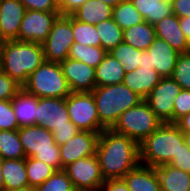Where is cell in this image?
Returning <instances> with one entry per match:
<instances>
[{
	"mask_svg": "<svg viewBox=\"0 0 190 191\" xmlns=\"http://www.w3.org/2000/svg\"><path fill=\"white\" fill-rule=\"evenodd\" d=\"M96 156L105 180L123 178L140 164L139 144L112 129L100 133Z\"/></svg>",
	"mask_w": 190,
	"mask_h": 191,
	"instance_id": "6da1fadb",
	"label": "cell"
},
{
	"mask_svg": "<svg viewBox=\"0 0 190 191\" xmlns=\"http://www.w3.org/2000/svg\"><path fill=\"white\" fill-rule=\"evenodd\" d=\"M44 61L40 43L19 40L0 42V69L21 87Z\"/></svg>",
	"mask_w": 190,
	"mask_h": 191,
	"instance_id": "7a4b0ae2",
	"label": "cell"
},
{
	"mask_svg": "<svg viewBox=\"0 0 190 191\" xmlns=\"http://www.w3.org/2000/svg\"><path fill=\"white\" fill-rule=\"evenodd\" d=\"M184 143L183 132L175 123H163L139 144L140 164L154 168L168 164Z\"/></svg>",
	"mask_w": 190,
	"mask_h": 191,
	"instance_id": "3957f363",
	"label": "cell"
},
{
	"mask_svg": "<svg viewBox=\"0 0 190 191\" xmlns=\"http://www.w3.org/2000/svg\"><path fill=\"white\" fill-rule=\"evenodd\" d=\"M100 124L111 129L119 116L143 99L123 83L96 86L92 91Z\"/></svg>",
	"mask_w": 190,
	"mask_h": 191,
	"instance_id": "277c9868",
	"label": "cell"
},
{
	"mask_svg": "<svg viewBox=\"0 0 190 191\" xmlns=\"http://www.w3.org/2000/svg\"><path fill=\"white\" fill-rule=\"evenodd\" d=\"M18 136L26 157H33L51 166L55 171L62 170L60 149L53 134L42 125L24 126L18 129Z\"/></svg>",
	"mask_w": 190,
	"mask_h": 191,
	"instance_id": "5b68a950",
	"label": "cell"
},
{
	"mask_svg": "<svg viewBox=\"0 0 190 191\" xmlns=\"http://www.w3.org/2000/svg\"><path fill=\"white\" fill-rule=\"evenodd\" d=\"M22 88L38 98H66L71 93L60 64L48 61L29 75Z\"/></svg>",
	"mask_w": 190,
	"mask_h": 191,
	"instance_id": "8992f818",
	"label": "cell"
},
{
	"mask_svg": "<svg viewBox=\"0 0 190 191\" xmlns=\"http://www.w3.org/2000/svg\"><path fill=\"white\" fill-rule=\"evenodd\" d=\"M162 124L163 122L143 99L136 106L122 113L111 129L140 144Z\"/></svg>",
	"mask_w": 190,
	"mask_h": 191,
	"instance_id": "52a82bcc",
	"label": "cell"
},
{
	"mask_svg": "<svg viewBox=\"0 0 190 191\" xmlns=\"http://www.w3.org/2000/svg\"><path fill=\"white\" fill-rule=\"evenodd\" d=\"M65 103L70 121L80 131L101 133L105 129L99 122L92 92H71Z\"/></svg>",
	"mask_w": 190,
	"mask_h": 191,
	"instance_id": "ba28073f",
	"label": "cell"
},
{
	"mask_svg": "<svg viewBox=\"0 0 190 191\" xmlns=\"http://www.w3.org/2000/svg\"><path fill=\"white\" fill-rule=\"evenodd\" d=\"M74 43L73 16L59 15L46 40L42 43L45 61L60 63L68 58Z\"/></svg>",
	"mask_w": 190,
	"mask_h": 191,
	"instance_id": "9c48e42d",
	"label": "cell"
},
{
	"mask_svg": "<svg viewBox=\"0 0 190 191\" xmlns=\"http://www.w3.org/2000/svg\"><path fill=\"white\" fill-rule=\"evenodd\" d=\"M76 191H100L103 178L96 154L76 160L63 168Z\"/></svg>",
	"mask_w": 190,
	"mask_h": 191,
	"instance_id": "30bf717a",
	"label": "cell"
},
{
	"mask_svg": "<svg viewBox=\"0 0 190 191\" xmlns=\"http://www.w3.org/2000/svg\"><path fill=\"white\" fill-rule=\"evenodd\" d=\"M181 90L172 77L161 78L144 100L163 123H173L174 100Z\"/></svg>",
	"mask_w": 190,
	"mask_h": 191,
	"instance_id": "8fae6325",
	"label": "cell"
},
{
	"mask_svg": "<svg viewBox=\"0 0 190 191\" xmlns=\"http://www.w3.org/2000/svg\"><path fill=\"white\" fill-rule=\"evenodd\" d=\"M179 54L165 40L156 37L147 50H141L140 67L153 68L162 78L171 77Z\"/></svg>",
	"mask_w": 190,
	"mask_h": 191,
	"instance_id": "7c38bea8",
	"label": "cell"
},
{
	"mask_svg": "<svg viewBox=\"0 0 190 191\" xmlns=\"http://www.w3.org/2000/svg\"><path fill=\"white\" fill-rule=\"evenodd\" d=\"M59 15L60 12L26 10L21 21L18 40L42 44L48 37L54 21Z\"/></svg>",
	"mask_w": 190,
	"mask_h": 191,
	"instance_id": "4fadbf2b",
	"label": "cell"
},
{
	"mask_svg": "<svg viewBox=\"0 0 190 191\" xmlns=\"http://www.w3.org/2000/svg\"><path fill=\"white\" fill-rule=\"evenodd\" d=\"M35 126L42 125L49 131L62 126H69V114L65 98H38Z\"/></svg>",
	"mask_w": 190,
	"mask_h": 191,
	"instance_id": "5bb4252c",
	"label": "cell"
},
{
	"mask_svg": "<svg viewBox=\"0 0 190 191\" xmlns=\"http://www.w3.org/2000/svg\"><path fill=\"white\" fill-rule=\"evenodd\" d=\"M100 133L79 131L66 144L59 146L62 168L78 159L96 154Z\"/></svg>",
	"mask_w": 190,
	"mask_h": 191,
	"instance_id": "9a60e30c",
	"label": "cell"
},
{
	"mask_svg": "<svg viewBox=\"0 0 190 191\" xmlns=\"http://www.w3.org/2000/svg\"><path fill=\"white\" fill-rule=\"evenodd\" d=\"M59 64L71 92H91L96 87L94 67L70 58Z\"/></svg>",
	"mask_w": 190,
	"mask_h": 191,
	"instance_id": "2e32d148",
	"label": "cell"
},
{
	"mask_svg": "<svg viewBox=\"0 0 190 191\" xmlns=\"http://www.w3.org/2000/svg\"><path fill=\"white\" fill-rule=\"evenodd\" d=\"M26 10L19 0H0V42L18 40Z\"/></svg>",
	"mask_w": 190,
	"mask_h": 191,
	"instance_id": "e0dca14e",
	"label": "cell"
},
{
	"mask_svg": "<svg viewBox=\"0 0 190 191\" xmlns=\"http://www.w3.org/2000/svg\"><path fill=\"white\" fill-rule=\"evenodd\" d=\"M156 37L165 40L178 53L188 52L189 41L179 24V17L171 14L154 24Z\"/></svg>",
	"mask_w": 190,
	"mask_h": 191,
	"instance_id": "ac0fdd59",
	"label": "cell"
},
{
	"mask_svg": "<svg viewBox=\"0 0 190 191\" xmlns=\"http://www.w3.org/2000/svg\"><path fill=\"white\" fill-rule=\"evenodd\" d=\"M161 76L153 68H141L125 73L123 84L145 99L160 82Z\"/></svg>",
	"mask_w": 190,
	"mask_h": 191,
	"instance_id": "d6986e66",
	"label": "cell"
},
{
	"mask_svg": "<svg viewBox=\"0 0 190 191\" xmlns=\"http://www.w3.org/2000/svg\"><path fill=\"white\" fill-rule=\"evenodd\" d=\"M130 191H161L156 168L139 164L122 178Z\"/></svg>",
	"mask_w": 190,
	"mask_h": 191,
	"instance_id": "ffe728a7",
	"label": "cell"
},
{
	"mask_svg": "<svg viewBox=\"0 0 190 191\" xmlns=\"http://www.w3.org/2000/svg\"><path fill=\"white\" fill-rule=\"evenodd\" d=\"M19 127L35 126L38 97L21 88L11 100Z\"/></svg>",
	"mask_w": 190,
	"mask_h": 191,
	"instance_id": "44dd1931",
	"label": "cell"
},
{
	"mask_svg": "<svg viewBox=\"0 0 190 191\" xmlns=\"http://www.w3.org/2000/svg\"><path fill=\"white\" fill-rule=\"evenodd\" d=\"M155 168L161 191H190V173L169 164Z\"/></svg>",
	"mask_w": 190,
	"mask_h": 191,
	"instance_id": "7402d4cb",
	"label": "cell"
},
{
	"mask_svg": "<svg viewBox=\"0 0 190 191\" xmlns=\"http://www.w3.org/2000/svg\"><path fill=\"white\" fill-rule=\"evenodd\" d=\"M124 76V67L110 52L104 55L103 60L95 68L96 86L123 83Z\"/></svg>",
	"mask_w": 190,
	"mask_h": 191,
	"instance_id": "603a6c76",
	"label": "cell"
},
{
	"mask_svg": "<svg viewBox=\"0 0 190 191\" xmlns=\"http://www.w3.org/2000/svg\"><path fill=\"white\" fill-rule=\"evenodd\" d=\"M144 18V21L154 25L172 13L171 0H130Z\"/></svg>",
	"mask_w": 190,
	"mask_h": 191,
	"instance_id": "cb8c5ba5",
	"label": "cell"
},
{
	"mask_svg": "<svg viewBox=\"0 0 190 191\" xmlns=\"http://www.w3.org/2000/svg\"><path fill=\"white\" fill-rule=\"evenodd\" d=\"M2 176L5 190L19 189L28 186L27 171L24 159H4Z\"/></svg>",
	"mask_w": 190,
	"mask_h": 191,
	"instance_id": "d4e9b609",
	"label": "cell"
},
{
	"mask_svg": "<svg viewBox=\"0 0 190 191\" xmlns=\"http://www.w3.org/2000/svg\"><path fill=\"white\" fill-rule=\"evenodd\" d=\"M112 9L102 1L88 0L72 16L80 22L96 25L112 18Z\"/></svg>",
	"mask_w": 190,
	"mask_h": 191,
	"instance_id": "484cf974",
	"label": "cell"
},
{
	"mask_svg": "<svg viewBox=\"0 0 190 191\" xmlns=\"http://www.w3.org/2000/svg\"><path fill=\"white\" fill-rule=\"evenodd\" d=\"M155 38L154 25L146 21L123 30V42L139 50H147Z\"/></svg>",
	"mask_w": 190,
	"mask_h": 191,
	"instance_id": "4316f807",
	"label": "cell"
},
{
	"mask_svg": "<svg viewBox=\"0 0 190 191\" xmlns=\"http://www.w3.org/2000/svg\"><path fill=\"white\" fill-rule=\"evenodd\" d=\"M98 36L101 40V47L109 52L118 44L123 42V30L113 18L104 20L95 25Z\"/></svg>",
	"mask_w": 190,
	"mask_h": 191,
	"instance_id": "83f0119b",
	"label": "cell"
},
{
	"mask_svg": "<svg viewBox=\"0 0 190 191\" xmlns=\"http://www.w3.org/2000/svg\"><path fill=\"white\" fill-rule=\"evenodd\" d=\"M0 156L3 159L26 158L18 130H0Z\"/></svg>",
	"mask_w": 190,
	"mask_h": 191,
	"instance_id": "f1b7e54d",
	"label": "cell"
},
{
	"mask_svg": "<svg viewBox=\"0 0 190 191\" xmlns=\"http://www.w3.org/2000/svg\"><path fill=\"white\" fill-rule=\"evenodd\" d=\"M112 18L122 30L144 22V18L130 0H124L113 7Z\"/></svg>",
	"mask_w": 190,
	"mask_h": 191,
	"instance_id": "f546056e",
	"label": "cell"
},
{
	"mask_svg": "<svg viewBox=\"0 0 190 191\" xmlns=\"http://www.w3.org/2000/svg\"><path fill=\"white\" fill-rule=\"evenodd\" d=\"M106 53L102 47L87 46L74 42L70 47L68 58L81 61L96 68Z\"/></svg>",
	"mask_w": 190,
	"mask_h": 191,
	"instance_id": "4dcf8cb0",
	"label": "cell"
},
{
	"mask_svg": "<svg viewBox=\"0 0 190 191\" xmlns=\"http://www.w3.org/2000/svg\"><path fill=\"white\" fill-rule=\"evenodd\" d=\"M124 67L125 73L136 70L140 67L141 50L121 42L109 51Z\"/></svg>",
	"mask_w": 190,
	"mask_h": 191,
	"instance_id": "1f68e13d",
	"label": "cell"
},
{
	"mask_svg": "<svg viewBox=\"0 0 190 191\" xmlns=\"http://www.w3.org/2000/svg\"><path fill=\"white\" fill-rule=\"evenodd\" d=\"M28 183L32 187H38L45 182L55 170L46 163L33 157L25 158Z\"/></svg>",
	"mask_w": 190,
	"mask_h": 191,
	"instance_id": "d6a6232c",
	"label": "cell"
},
{
	"mask_svg": "<svg viewBox=\"0 0 190 191\" xmlns=\"http://www.w3.org/2000/svg\"><path fill=\"white\" fill-rule=\"evenodd\" d=\"M74 42L87 46L101 47V40L98 36L95 25L87 24L76 20L73 17Z\"/></svg>",
	"mask_w": 190,
	"mask_h": 191,
	"instance_id": "836d02e7",
	"label": "cell"
},
{
	"mask_svg": "<svg viewBox=\"0 0 190 191\" xmlns=\"http://www.w3.org/2000/svg\"><path fill=\"white\" fill-rule=\"evenodd\" d=\"M36 191H76L72 181L68 178L66 172L62 170L55 171L45 182L36 187Z\"/></svg>",
	"mask_w": 190,
	"mask_h": 191,
	"instance_id": "e575fe53",
	"label": "cell"
},
{
	"mask_svg": "<svg viewBox=\"0 0 190 191\" xmlns=\"http://www.w3.org/2000/svg\"><path fill=\"white\" fill-rule=\"evenodd\" d=\"M182 89L190 90V53L178 55L176 65L171 76Z\"/></svg>",
	"mask_w": 190,
	"mask_h": 191,
	"instance_id": "d590c367",
	"label": "cell"
},
{
	"mask_svg": "<svg viewBox=\"0 0 190 191\" xmlns=\"http://www.w3.org/2000/svg\"><path fill=\"white\" fill-rule=\"evenodd\" d=\"M19 128L11 100H0V130H18Z\"/></svg>",
	"mask_w": 190,
	"mask_h": 191,
	"instance_id": "8d00e7d4",
	"label": "cell"
},
{
	"mask_svg": "<svg viewBox=\"0 0 190 191\" xmlns=\"http://www.w3.org/2000/svg\"><path fill=\"white\" fill-rule=\"evenodd\" d=\"M190 112V90L182 89L174 100L173 123Z\"/></svg>",
	"mask_w": 190,
	"mask_h": 191,
	"instance_id": "74e56055",
	"label": "cell"
},
{
	"mask_svg": "<svg viewBox=\"0 0 190 191\" xmlns=\"http://www.w3.org/2000/svg\"><path fill=\"white\" fill-rule=\"evenodd\" d=\"M22 87L0 69V100H12Z\"/></svg>",
	"mask_w": 190,
	"mask_h": 191,
	"instance_id": "f35d334b",
	"label": "cell"
},
{
	"mask_svg": "<svg viewBox=\"0 0 190 191\" xmlns=\"http://www.w3.org/2000/svg\"><path fill=\"white\" fill-rule=\"evenodd\" d=\"M27 10L59 12L58 0H19Z\"/></svg>",
	"mask_w": 190,
	"mask_h": 191,
	"instance_id": "ab89813d",
	"label": "cell"
},
{
	"mask_svg": "<svg viewBox=\"0 0 190 191\" xmlns=\"http://www.w3.org/2000/svg\"><path fill=\"white\" fill-rule=\"evenodd\" d=\"M80 130L69 121V126H62L59 128H55L52 131L55 143L58 146L66 144L73 136H75Z\"/></svg>",
	"mask_w": 190,
	"mask_h": 191,
	"instance_id": "60d3db41",
	"label": "cell"
},
{
	"mask_svg": "<svg viewBox=\"0 0 190 191\" xmlns=\"http://www.w3.org/2000/svg\"><path fill=\"white\" fill-rule=\"evenodd\" d=\"M168 164L190 173V149L185 143L182 145V149L178 154L174 155L173 159Z\"/></svg>",
	"mask_w": 190,
	"mask_h": 191,
	"instance_id": "b9f144b4",
	"label": "cell"
},
{
	"mask_svg": "<svg viewBox=\"0 0 190 191\" xmlns=\"http://www.w3.org/2000/svg\"><path fill=\"white\" fill-rule=\"evenodd\" d=\"M88 0H58L60 15H72Z\"/></svg>",
	"mask_w": 190,
	"mask_h": 191,
	"instance_id": "7bdbcfd3",
	"label": "cell"
},
{
	"mask_svg": "<svg viewBox=\"0 0 190 191\" xmlns=\"http://www.w3.org/2000/svg\"><path fill=\"white\" fill-rule=\"evenodd\" d=\"M172 13L179 18L190 16V0H172Z\"/></svg>",
	"mask_w": 190,
	"mask_h": 191,
	"instance_id": "ee69618b",
	"label": "cell"
},
{
	"mask_svg": "<svg viewBox=\"0 0 190 191\" xmlns=\"http://www.w3.org/2000/svg\"><path fill=\"white\" fill-rule=\"evenodd\" d=\"M100 191H130L122 178L107 179L101 186Z\"/></svg>",
	"mask_w": 190,
	"mask_h": 191,
	"instance_id": "f6af8a7d",
	"label": "cell"
},
{
	"mask_svg": "<svg viewBox=\"0 0 190 191\" xmlns=\"http://www.w3.org/2000/svg\"><path fill=\"white\" fill-rule=\"evenodd\" d=\"M179 24L185 38L190 41V16L179 18Z\"/></svg>",
	"mask_w": 190,
	"mask_h": 191,
	"instance_id": "bcb514c9",
	"label": "cell"
},
{
	"mask_svg": "<svg viewBox=\"0 0 190 191\" xmlns=\"http://www.w3.org/2000/svg\"><path fill=\"white\" fill-rule=\"evenodd\" d=\"M182 132L190 133V112L175 123Z\"/></svg>",
	"mask_w": 190,
	"mask_h": 191,
	"instance_id": "7dc6e473",
	"label": "cell"
},
{
	"mask_svg": "<svg viewBox=\"0 0 190 191\" xmlns=\"http://www.w3.org/2000/svg\"><path fill=\"white\" fill-rule=\"evenodd\" d=\"M4 159L0 156V191H4V180L2 176V165H3Z\"/></svg>",
	"mask_w": 190,
	"mask_h": 191,
	"instance_id": "c3c4849f",
	"label": "cell"
},
{
	"mask_svg": "<svg viewBox=\"0 0 190 191\" xmlns=\"http://www.w3.org/2000/svg\"><path fill=\"white\" fill-rule=\"evenodd\" d=\"M97 1H102L103 3L108 4L113 8L119 5L124 0H97Z\"/></svg>",
	"mask_w": 190,
	"mask_h": 191,
	"instance_id": "681fc988",
	"label": "cell"
},
{
	"mask_svg": "<svg viewBox=\"0 0 190 191\" xmlns=\"http://www.w3.org/2000/svg\"><path fill=\"white\" fill-rule=\"evenodd\" d=\"M4 191H36L35 187H32L30 185L19 188V189H14V190H4Z\"/></svg>",
	"mask_w": 190,
	"mask_h": 191,
	"instance_id": "f907efd6",
	"label": "cell"
},
{
	"mask_svg": "<svg viewBox=\"0 0 190 191\" xmlns=\"http://www.w3.org/2000/svg\"><path fill=\"white\" fill-rule=\"evenodd\" d=\"M183 136H184L186 146L190 149V133L183 132Z\"/></svg>",
	"mask_w": 190,
	"mask_h": 191,
	"instance_id": "816d5d0a",
	"label": "cell"
}]
</instances>
